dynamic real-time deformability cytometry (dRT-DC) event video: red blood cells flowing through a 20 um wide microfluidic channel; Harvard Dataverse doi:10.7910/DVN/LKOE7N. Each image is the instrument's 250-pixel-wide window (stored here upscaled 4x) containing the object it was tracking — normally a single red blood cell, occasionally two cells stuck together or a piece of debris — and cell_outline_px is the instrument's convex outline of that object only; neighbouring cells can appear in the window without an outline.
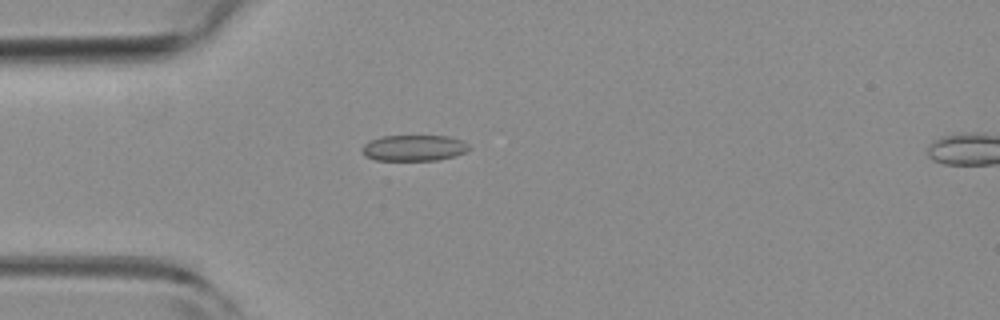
{"species": "common noctule bat (a hibernating species)", "species_latin": "Nyctalus noctula", "temperature_condition": "room temperature", "stored_images_in_passage": 8, "camera_frame_rate_fps": 3000, "um_per_image_px": 0.085, "animal": {"sex": "female", "body_mass_g": 19.3, "forearm_length_mm": 54.1}, "frame": {"image": 1, "passage_image": 5, "time_ms": 1.333, "image_size_px": [1000, 320], "cell_outline_px": [[468, 148], [464, 152], [456, 156], [436, 160], [376, 160], [364, 156], [360, 152], [360, 148], [368, 140], [380, 136], [448, 136], [464, 140], [468, 144]], "centroid_in_image_um": [35.12, 12.57], "position_along_channel_um": 49.9, "area_um2": 16.42}}
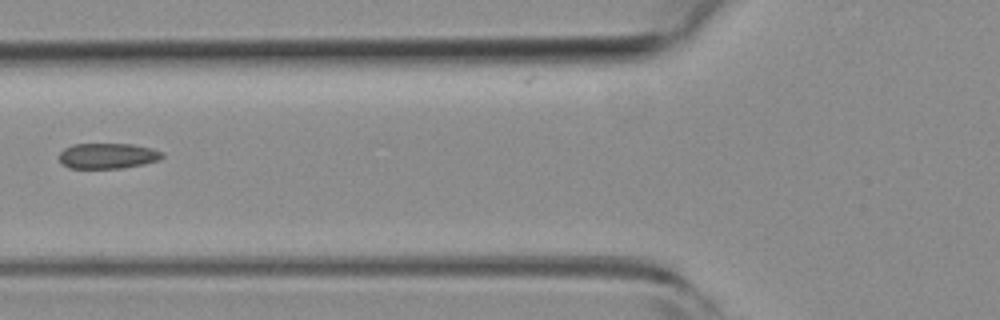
{"frame": {"image": 2, "passage_image": 7, "time_ms": 2.0, "image_size_px": [1000, 320], "cell_outline_px": [[164, 156], [160, 160], [144, 164], [124, 168], [68, 168], [60, 164], [60, 152], [64, 148], [72, 144], [132, 144], [152, 148], [164, 152]], "centroid_in_image_um": [9.17, 13.25], "position_along_channel_um": 116.6, "area_um2": 15.55}}